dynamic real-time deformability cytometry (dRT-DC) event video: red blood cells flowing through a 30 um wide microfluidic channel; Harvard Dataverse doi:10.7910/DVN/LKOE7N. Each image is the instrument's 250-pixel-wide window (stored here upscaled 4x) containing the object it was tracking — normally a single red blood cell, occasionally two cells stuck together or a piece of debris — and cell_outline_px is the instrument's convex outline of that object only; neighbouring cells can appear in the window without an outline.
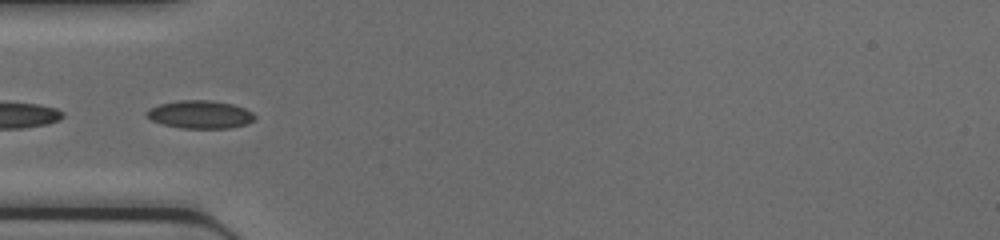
{"species": "common noctule bat (a hibernating species)", "species_latin": "Nyctalus noctula", "temperature_condition": "cold", "stored_images_in_passage": 38, "segment_of_instrument_passage": [2, 2], "camera_frame_rate_fps": 3000, "um_per_image_px": 0.085, "animal": {"sex": "female", "body_mass_g": 17.0, "forearm_length_mm": 48.0}, "frame": {"image": 1, "passage_image": 15, "time_ms": 4.667, "image_size_px": [1000, 240], "cell_outline_px": [[256, 120], [248, 124], [228, 128], [180, 128], [164, 124], [152, 120], [144, 116], [144, 112], [148, 108], [160, 104], [180, 100], [208, 100], [232, 104], [244, 108], [252, 112], [256, 116]], "centroid_in_image_um": [17.0, 9.73], "position_along_channel_um": 68.0, "area_um2": 17.74}}
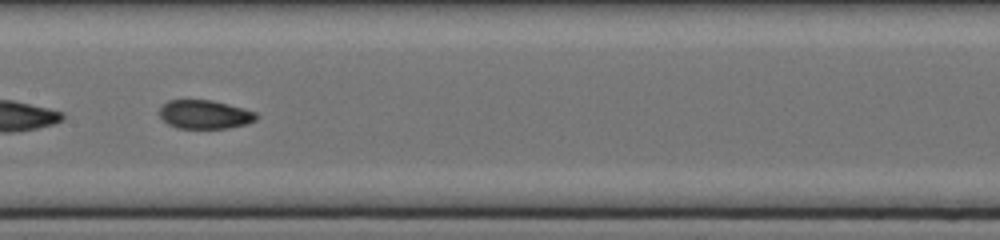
{"frame": {"image": 2, "passage_image": 23, "time_ms": 7.333, "image_size_px": [1000, 240], "cell_outline_px": [[260, 116], [256, 120], [248, 124], [228, 128], [176, 128], [168, 124], [160, 116], [160, 108], [168, 100], [212, 100], [244, 108], [256, 112]], "centroid_in_image_um": [17.45, 9.73], "position_along_channel_um": 189.9, "area_um2": 16.3}}
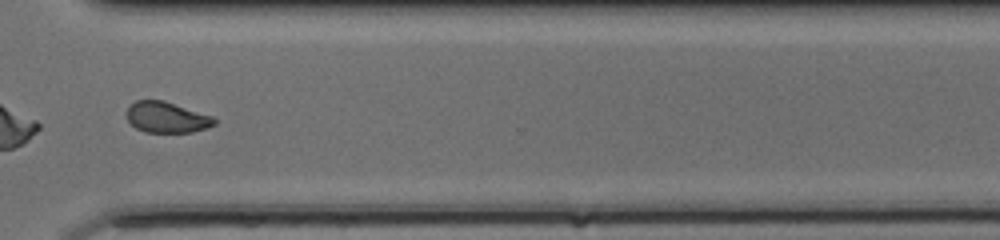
{"frame": {"image": 3, "passage_image": 34, "time_ms": 11.0, "image_size_px": [1000, 240], "cell_outline_px": [[216, 124], [208, 128], [192, 132], [144, 132], [136, 128], [128, 120], [128, 108], [136, 100], [164, 100], [212, 116], [216, 120]], "centroid_in_image_um": [14.2, 9.98], "position_along_channel_um": 356.4, "area_um2": 15.66}}